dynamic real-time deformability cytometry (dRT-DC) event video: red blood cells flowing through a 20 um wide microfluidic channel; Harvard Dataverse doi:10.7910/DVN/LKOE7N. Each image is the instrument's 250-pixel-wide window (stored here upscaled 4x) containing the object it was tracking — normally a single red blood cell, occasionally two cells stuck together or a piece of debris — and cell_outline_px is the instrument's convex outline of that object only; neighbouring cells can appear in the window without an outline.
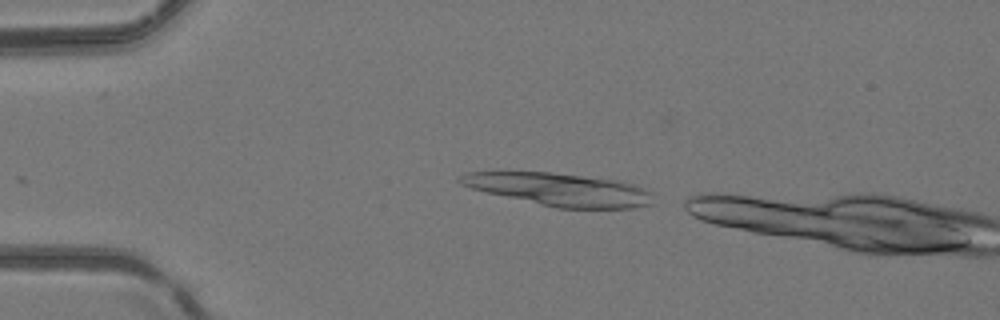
{"species": "common noctule bat (a hibernating species)", "species_latin": "Nyctalus noctula", "temperature_condition": "room temperature", "stored_images_in_passage": 3, "camera_frame_rate_fps": 3000, "um_per_image_px": 0.085, "animal": {"sex": "female", "body_mass_g": 24.6, "forearm_length_mm": 56.2}, "frame": {"image": 1, "passage_image": 1, "time_ms": 0.0, "image_size_px": [1000, 320], "cell_outline_px": [[652, 204], [632, 208], [556, 208], [488, 192], [472, 188], [460, 184], [456, 180], [460, 176], [468, 172], [548, 172], [616, 180], [632, 184], [652, 192]], "centroid_in_image_um": [47.56, 16.11], "position_along_channel_um": 37.4, "area_um2": 36.3}}